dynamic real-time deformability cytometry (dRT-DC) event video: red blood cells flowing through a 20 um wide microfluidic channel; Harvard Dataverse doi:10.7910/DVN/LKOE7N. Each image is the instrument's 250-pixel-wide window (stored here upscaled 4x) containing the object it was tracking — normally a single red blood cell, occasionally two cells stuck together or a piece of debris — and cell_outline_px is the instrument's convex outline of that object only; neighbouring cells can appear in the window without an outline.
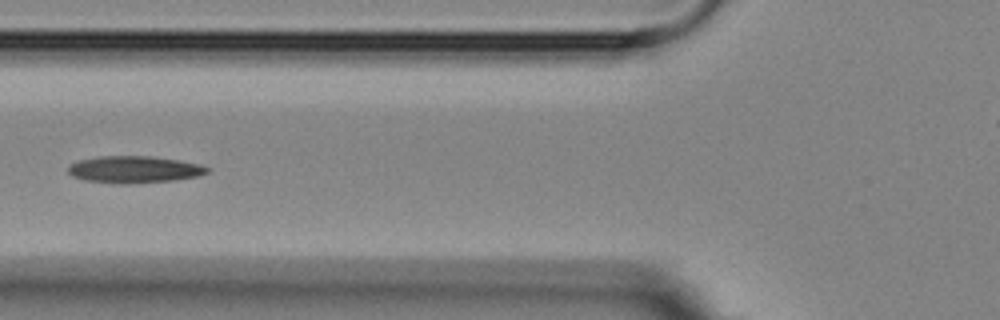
{"species": "Egyptian fruit bat (a non-hibernating species)", "species_latin": "Rousettus aegyptiacus", "temperature_condition": "room temperature", "stored_images_in_passage": 10, "camera_frame_rate_fps": 3000, "um_per_image_px": 0.085, "animal": {"sex": "female"}, "frame": {"image": 1, "passage_image": 5, "time_ms": 5.0, "image_size_px": [1000, 320], "cell_outline_px": [[212, 168], [208, 172], [196, 176], [172, 180], [124, 184], [120, 184], [84, 180], [72, 176], [68, 172], [68, 164], [80, 160], [100, 156], [152, 156], [180, 160], [200, 164]], "centroid_in_image_um": [11.4, 14.4], "position_along_channel_um": 114.4, "area_um2": 21.85}}
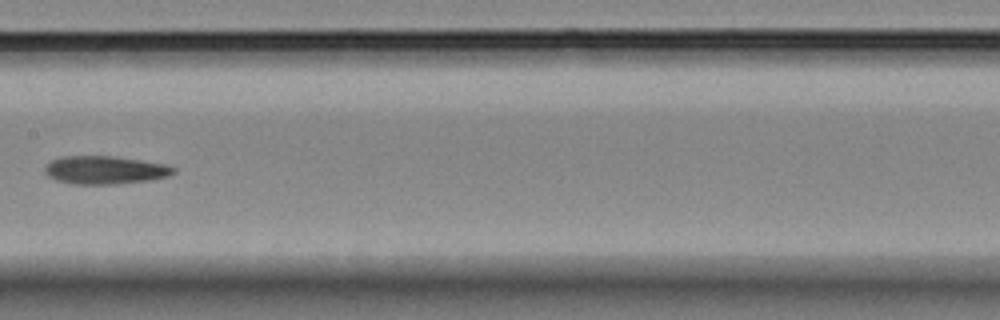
{"frame": {"image": 2, "passage_image": 7, "time_ms": 7.333, "image_size_px": [1000, 320], "cell_outline_px": [[176, 172], [168, 176], [152, 180], [116, 184], [72, 184], [56, 180], [48, 176], [44, 172], [44, 168], [52, 160], [60, 156], [112, 156], [168, 164], [176, 168]], "centroid_in_image_um": [8.95, 14.45], "position_along_channel_um": 198.5, "area_um2": 21.27}}
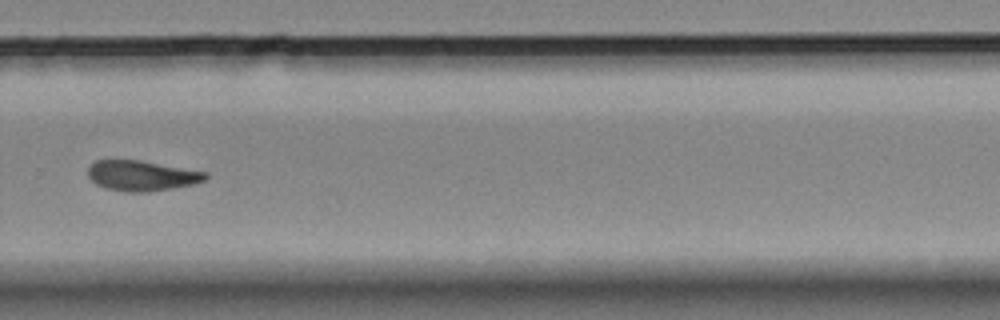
{"frame": {"image": 3, "passage_image": 10, "time_ms": 10.667, "image_size_px": [1000, 320], "cell_outline_px": [[208, 176], [204, 180], [196, 184], [148, 192], [128, 192], [104, 188], [96, 184], [88, 176], [88, 164], [96, 160], [140, 160], [208, 172]], "centroid_in_image_um": [12.04, 14.93], "position_along_channel_um": 317.8, "area_um2": 20.92}}